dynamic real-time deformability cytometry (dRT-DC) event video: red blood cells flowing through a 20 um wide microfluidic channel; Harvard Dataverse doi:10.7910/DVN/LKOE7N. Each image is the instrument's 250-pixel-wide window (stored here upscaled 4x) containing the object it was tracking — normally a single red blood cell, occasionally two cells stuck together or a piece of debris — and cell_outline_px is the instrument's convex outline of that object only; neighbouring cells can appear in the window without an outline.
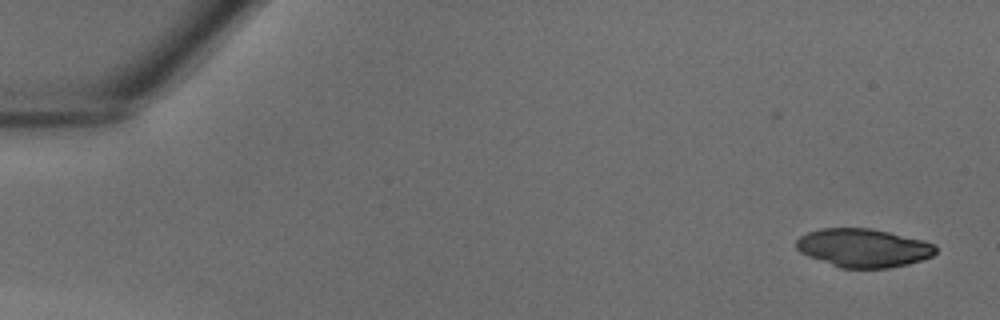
{"species": "common noctule bat (a hibernating species)", "species_latin": "Nyctalus noctula", "temperature_condition": "warm", "stored_images_in_passage": 39, "camera_frame_rate_fps": 3000, "um_per_image_px": 0.085, "animal": {"sex": "male", "body_mass_g": 18.8}, "frame": {"image": 1, "passage_image": 1, "time_ms": 0.0, "image_size_px": [1000, 320], "cell_outline_px": [[936, 252], [932, 256], [908, 264], [888, 268], [840, 268], [808, 256], [800, 252], [796, 248], [796, 240], [800, 236], [808, 232], [820, 228], [872, 228], [936, 244]], "centroid_in_image_um": [73.36, 21.07], "position_along_channel_um": 11.6, "area_um2": 31.15}}